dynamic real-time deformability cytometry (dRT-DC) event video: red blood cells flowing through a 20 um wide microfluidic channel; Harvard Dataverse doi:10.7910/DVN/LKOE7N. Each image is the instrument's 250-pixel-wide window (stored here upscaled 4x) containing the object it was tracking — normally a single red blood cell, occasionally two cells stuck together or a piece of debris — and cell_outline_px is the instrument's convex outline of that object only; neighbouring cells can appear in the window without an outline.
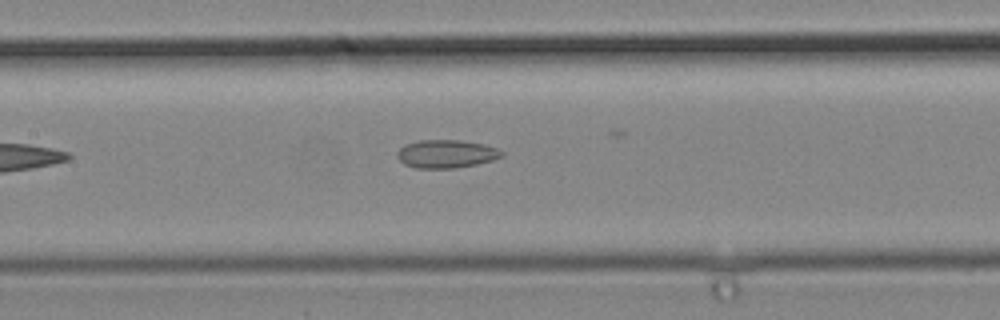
{"species": "common noctule bat (a hibernating species)", "species_latin": "Nyctalus noctula", "temperature_condition": "cold", "stored_images_in_passage": 5, "camera_frame_rate_fps": 3000, "um_per_image_px": 0.085, "animal": {"sex": "male", "body_mass_g": 19.2, "forearm_length_mm": 51.8}, "frame": {"image": 1, "passage_image": 5, "time_ms": 1.333, "image_size_px": [1000, 320], "cell_outline_px": [[504, 156], [492, 160], [476, 164], [452, 168], [416, 168], [404, 164], [396, 156], [396, 152], [404, 144], [420, 140], [460, 140], [484, 144], [496, 148], [504, 152]], "centroid_in_image_um": [37.91, 13.07], "position_along_channel_um": 169.5, "area_um2": 17.17}}